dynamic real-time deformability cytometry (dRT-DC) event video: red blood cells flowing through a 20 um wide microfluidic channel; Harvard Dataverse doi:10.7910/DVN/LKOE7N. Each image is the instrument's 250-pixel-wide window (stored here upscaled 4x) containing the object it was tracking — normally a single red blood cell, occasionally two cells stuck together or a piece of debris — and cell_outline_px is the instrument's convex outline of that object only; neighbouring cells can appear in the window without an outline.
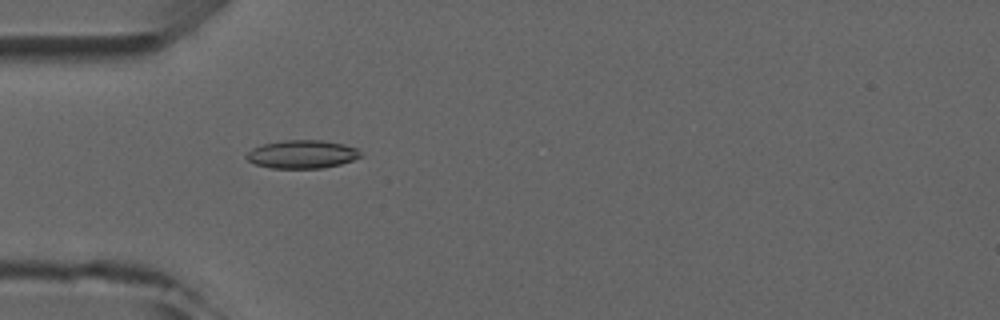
{"species": "common noctule bat (a hibernating species)", "species_latin": "Nyctalus noctula", "temperature_condition": "room temperature", "stored_images_in_passage": 4, "camera_frame_rate_fps": 3000, "um_per_image_px": 0.085, "animal": {"sex": "male", "forearm_length_mm": 52.5}, "frame": {"image": 1, "passage_image": 4, "time_ms": 4.667, "image_size_px": [1000, 320], "cell_outline_px": [[364, 156], [340, 164], [324, 168], [272, 168], [256, 164], [248, 160], [244, 156], [252, 148], [264, 144], [284, 140], [324, 140], [344, 144], [356, 148]], "centroid_in_image_um": [25.7, 13.11], "position_along_channel_um": 59.3, "area_um2": 18.79}}